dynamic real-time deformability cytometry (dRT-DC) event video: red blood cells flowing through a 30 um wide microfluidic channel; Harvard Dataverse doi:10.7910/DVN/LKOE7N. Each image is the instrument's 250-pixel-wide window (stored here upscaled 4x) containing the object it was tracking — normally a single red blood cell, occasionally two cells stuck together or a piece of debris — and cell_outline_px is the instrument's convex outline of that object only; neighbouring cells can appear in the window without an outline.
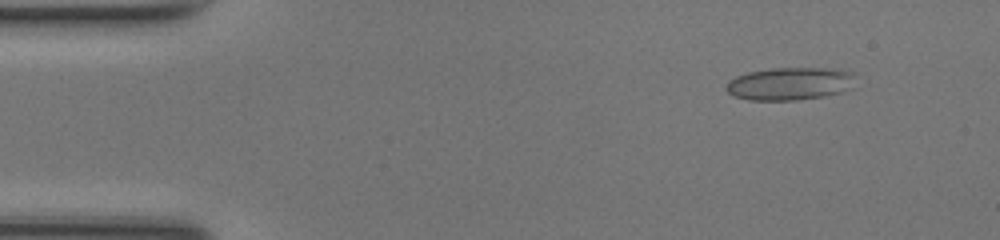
{"species": "common noctule bat (a hibernating species)", "species_latin": "Nyctalus noctula", "temperature_condition": "room temperature", "stored_images_in_passage": 48, "camera_frame_rate_fps": 3000, "um_per_image_px": 0.085, "animal": {"sex": "female", "body_mass_g": 17.0, "forearm_length_mm": 48.0}, "frame": {"image": 1, "passage_image": 5, "time_ms": 1.333, "image_size_px": [1000, 240], "cell_outline_px": [[856, 72], [840, 92], [824, 96], [796, 100], [748, 100], [736, 96], [728, 92], [724, 88], [728, 80], [736, 76], [748, 72], [772, 68], [832, 68]], "centroid_in_image_um": [67.03, 7.1], "position_along_channel_um": 18.0, "area_um2": 24.28}}
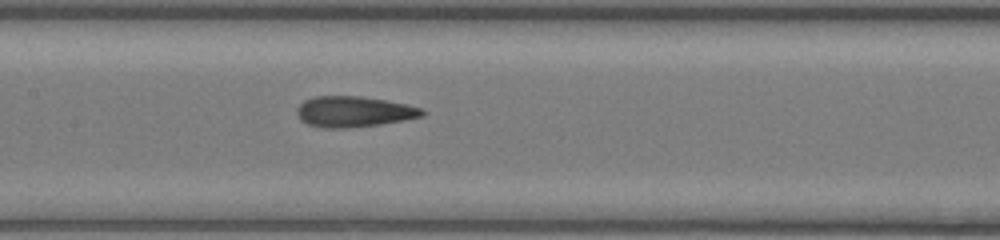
{"frame": {"image": 2, "passage_image": 23, "time_ms": 7.333, "image_size_px": [1000, 240], "cell_outline_px": [[424, 116], [404, 120], [380, 124], [344, 128], [324, 128], [308, 124], [300, 120], [296, 112], [296, 108], [304, 100], [316, 96], [360, 96], [408, 104], [420, 108], [424, 112]], "centroid_in_image_um": [30.05, 9.49], "position_along_channel_um": 177.4, "area_um2": 22.37}}
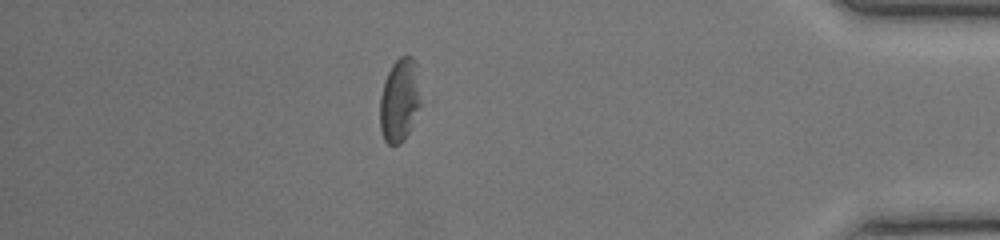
{"frame": {"image": 3, "passage_image": 42, "time_ms": 13.667, "image_size_px": [1000, 240], "cell_outline_px": [[420, 104], [408, 132], [404, 140], [400, 144], [388, 144], [384, 140], [380, 128], [380, 96], [384, 80], [392, 64], [400, 56], [412, 56], [416, 60], [420, 100]], "centroid_in_image_um": [33.94, 8.49], "position_along_channel_um": 401.3, "area_um2": 19.71}, "authors_computed_cell_mechanics": {"area_um2": 22.4842, "velocity_mm_per_s": 4.2425, "shape_relaxation_time_tau1_ms": null, "shape_relaxation_time_tau2_ms": 2.4054, "deformation_change_tau1": null, "deformation_change_tau2": 0.1004}}